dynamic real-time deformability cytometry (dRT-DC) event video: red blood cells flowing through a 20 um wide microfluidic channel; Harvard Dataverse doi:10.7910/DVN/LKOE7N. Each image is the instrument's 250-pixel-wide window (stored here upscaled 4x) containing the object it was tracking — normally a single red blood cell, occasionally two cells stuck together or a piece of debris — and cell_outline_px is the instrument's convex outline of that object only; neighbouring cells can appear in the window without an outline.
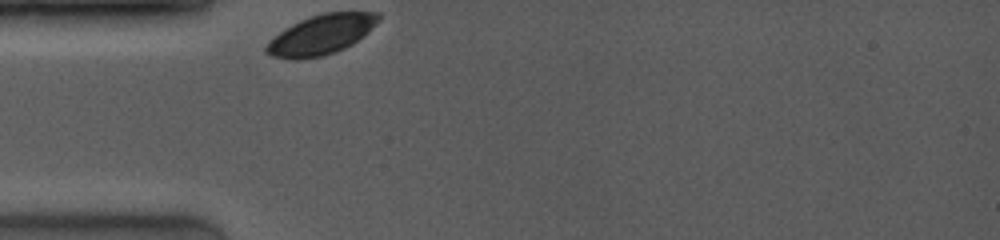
{"species": "common noctule bat (a hibernating species)", "species_latin": "Nyctalus noctula", "temperature_condition": "room temperature", "stored_images_in_passage": 16, "camera_frame_rate_fps": 4000, "um_per_image_px": 0.085, "animal": {"sex": "female", "body_mass_g": 19.0, "forearm_length_mm": 53.3}, "frame": {"image": 1, "passage_image": 1, "time_ms": 0.0, "image_size_px": [1000, 240], "cell_outline_px": [[380, 16], [368, 32], [364, 36], [352, 44], [336, 52], [324, 56], [296, 60], [272, 56], [264, 52], [264, 48], [280, 32], [292, 24], [300, 20], [324, 12], [380, 12]], "centroid_in_image_um": [27.3, 2.96], "position_along_channel_um": 57.7, "area_um2": 25.72}}
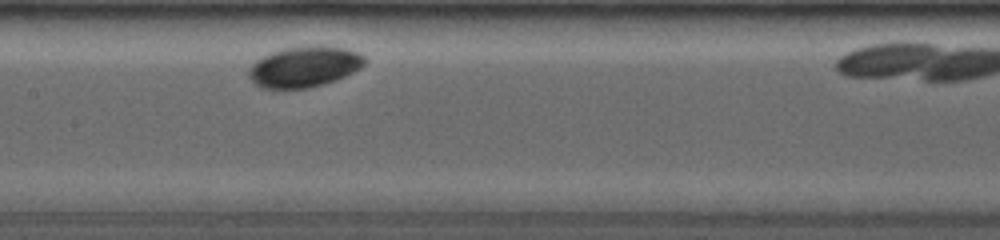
{"frame": {"image": 2, "passage_image": 12, "time_ms": 3.5, "image_size_px": [1000, 240], "cell_outline_px": [[368, 60], [360, 68], [344, 76], [308, 88], [260, 88], [248, 76], [248, 68], [256, 60], [280, 48], [300, 44], [324, 44], [344, 48], [356, 52], [364, 56]], "centroid_in_image_um": [25.85, 5.62], "position_along_channel_um": 181.6, "area_um2": 27.86}}